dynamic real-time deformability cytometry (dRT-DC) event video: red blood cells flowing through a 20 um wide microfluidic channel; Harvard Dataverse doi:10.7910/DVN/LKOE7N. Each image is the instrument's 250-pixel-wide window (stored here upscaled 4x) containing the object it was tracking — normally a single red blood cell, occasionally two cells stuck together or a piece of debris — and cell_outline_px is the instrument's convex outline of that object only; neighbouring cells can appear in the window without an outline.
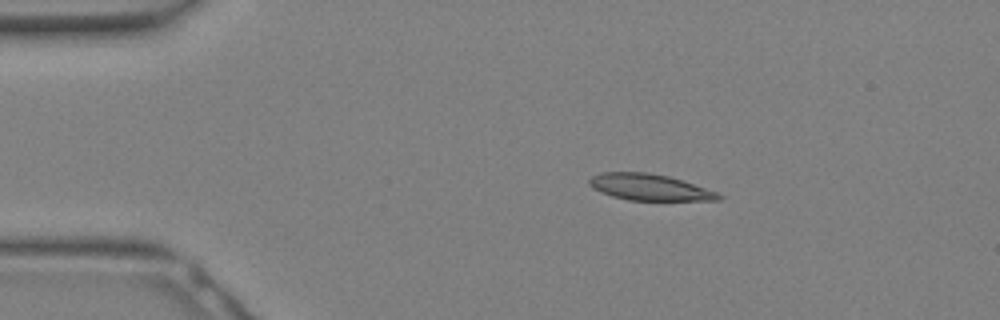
{"species": "Egyptian fruit bat (a non-hibernating species)", "species_latin": "Rousettus aegyptiacus", "temperature_condition": "warm", "stored_images_in_passage": 26, "camera_frame_rate_fps": 3000, "um_per_image_px": 0.085, "animal": {"sex": "female"}, "frame": {"image": 1, "passage_image": 1, "time_ms": 0.0, "image_size_px": [1000, 320], "cell_outline_px": [[724, 196], [720, 200], [628, 200], [612, 196], [592, 188], [588, 184], [588, 180], [592, 176], [600, 172], [644, 172], [668, 176], [716, 192]], "centroid_in_image_um": [55.15, 15.91], "position_along_channel_um": 29.8, "area_um2": 19.59}}
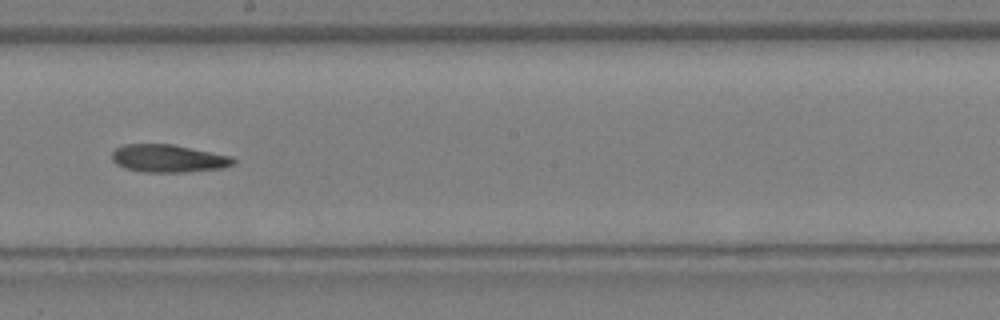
{"frame": {"image": 2, "passage_image": 13, "time_ms": 4.0, "image_size_px": [1000, 320], "cell_outline_px": [[236, 164], [220, 168], [184, 172], [144, 172], [124, 168], [116, 164], [112, 160], [112, 152], [116, 148], [124, 144], [172, 144], [232, 156], [236, 160]], "centroid_in_image_um": [14.3, 13.46], "position_along_channel_um": 233.9, "area_um2": 19.65}}
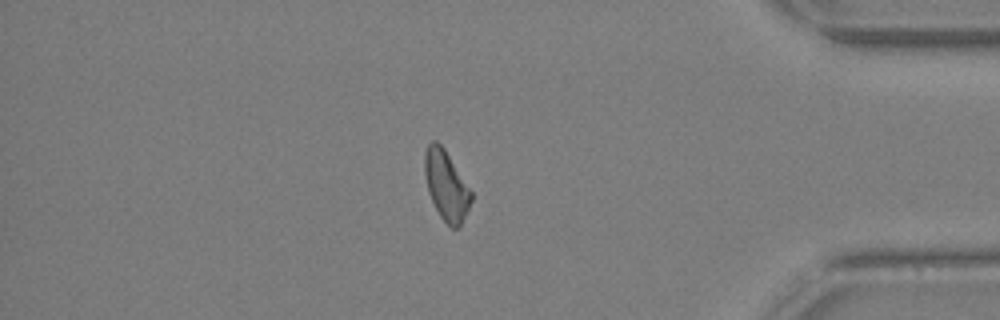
{"frame": {"image": 3, "passage_image": 22, "time_ms": 7.0, "image_size_px": [1000, 320], "cell_outline_px": [[472, 200], [460, 224], [456, 228], [452, 228], [440, 216], [428, 192], [424, 172], [424, 152], [428, 144], [432, 140], [436, 140], [444, 148], [472, 192]], "centroid_in_image_um": [37.9, 15.72], "position_along_channel_um": 397.3, "area_um2": 18.55}}